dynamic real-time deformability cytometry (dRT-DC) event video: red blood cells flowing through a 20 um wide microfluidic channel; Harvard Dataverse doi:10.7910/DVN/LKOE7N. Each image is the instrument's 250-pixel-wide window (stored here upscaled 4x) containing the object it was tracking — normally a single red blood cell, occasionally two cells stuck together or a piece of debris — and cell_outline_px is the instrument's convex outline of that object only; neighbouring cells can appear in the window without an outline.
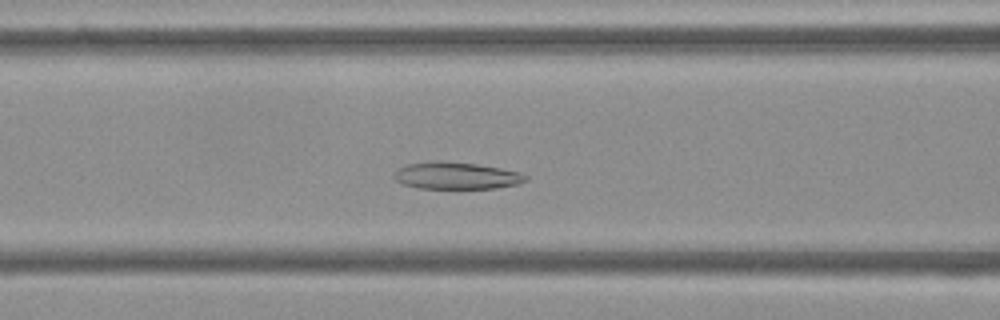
{"species": "Egyptian fruit bat (a non-hibernating species)", "species_latin": "Rousettus aegyptiacus", "temperature_condition": "cold", "stored_images_in_passage": 52, "camera_frame_rate_fps": 3000, "um_per_image_px": 0.085, "frame": {"image": 1, "passage_image": 19, "time_ms": 6.0, "image_size_px": [1000, 320], "cell_outline_px": [[528, 180], [520, 184], [496, 188], [420, 188], [400, 184], [392, 176], [400, 168], [408, 164], [476, 164], [500, 168], [520, 172], [528, 176]], "centroid_in_image_um": [38.88, 14.99], "position_along_channel_um": 127.7, "area_um2": 19.77}}
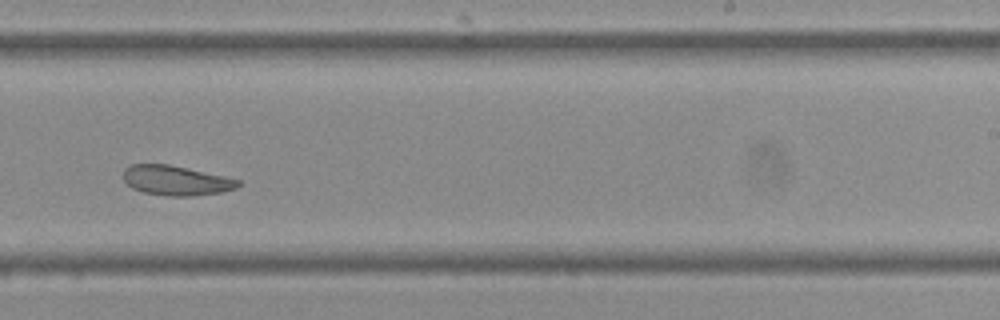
{"frame": {"image": 2, "passage_image": 31, "time_ms": 10.0, "image_size_px": [1000, 320], "cell_outline_px": [[240, 184], [236, 188], [224, 192], [192, 196], [168, 196], [144, 192], [132, 188], [124, 180], [124, 168], [132, 164], [168, 164], [224, 176], [240, 180]], "centroid_in_image_um": [14.97, 15.34], "position_along_channel_um": 274.0, "area_um2": 19.83}}
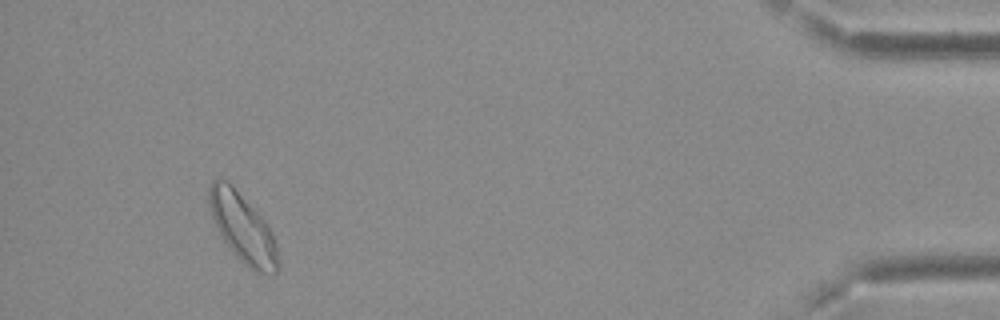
{"frame": {"image": 3, "passage_image": 48, "time_ms": 15.667, "image_size_px": [1000, 320], "cell_outline_px": [[280, 268], [276, 272], [260, 276], [252, 272], [232, 252], [220, 236], [212, 216], [208, 204], [208, 188], [212, 180], [228, 180], [232, 184], [268, 224], [272, 232], [276, 244], [280, 264]], "centroid_in_image_um": [20.65, 19.43], "position_along_channel_um": 414.5, "area_um2": 28.21}}